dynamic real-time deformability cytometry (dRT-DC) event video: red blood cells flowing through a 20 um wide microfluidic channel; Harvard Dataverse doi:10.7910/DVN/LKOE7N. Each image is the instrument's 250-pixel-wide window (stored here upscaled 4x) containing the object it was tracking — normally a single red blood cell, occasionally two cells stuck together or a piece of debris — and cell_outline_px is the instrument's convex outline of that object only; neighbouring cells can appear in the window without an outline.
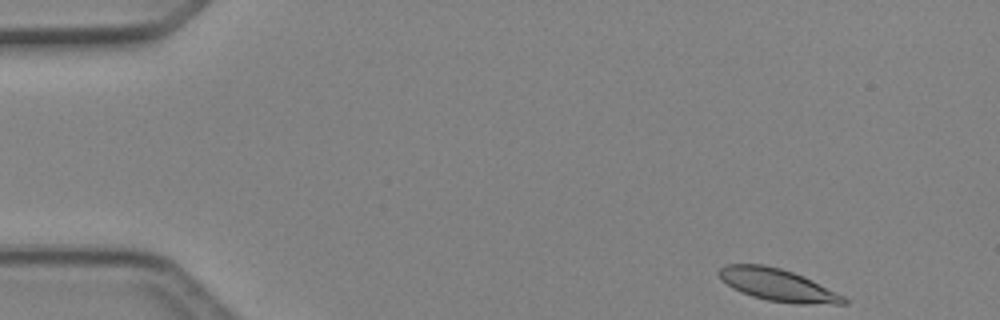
{"species": "Egyptian fruit bat (a non-hibernating species)", "species_latin": "Rousettus aegyptiacus", "temperature_condition": "cold", "stored_images_in_passage": 45, "camera_frame_rate_fps": 3000, "um_per_image_px": 0.085, "animal": {"sex": "female"}, "frame": {"image": 1, "passage_image": 1, "time_ms": 0.0, "image_size_px": [1000, 320], "cell_outline_px": [[848, 304], [800, 304], [768, 300], [752, 296], [740, 292], [732, 288], [716, 272], [720, 268], [728, 264], [764, 264], [780, 268], [804, 276], [844, 296], [848, 300]], "centroid_in_image_um": [66.12, 24.22], "position_along_channel_um": 18.9, "area_um2": 23.29}}
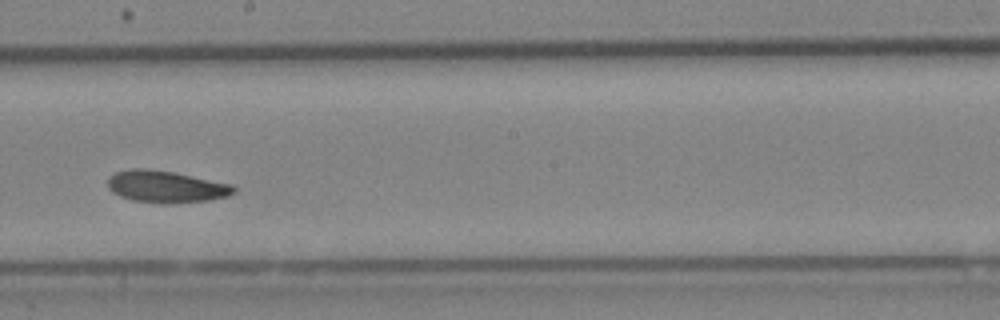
{"frame": {"image": 2, "passage_image": 24, "time_ms": 7.667, "image_size_px": [1000, 320], "cell_outline_px": [[236, 192], [228, 196], [208, 200], [172, 204], [160, 204], [132, 200], [120, 196], [112, 192], [108, 188], [108, 180], [116, 172], [132, 168], [148, 168], [172, 172], [232, 184], [236, 188]], "centroid_in_image_um": [14.12, 15.88], "position_along_channel_um": 234.1, "area_um2": 23.52}}
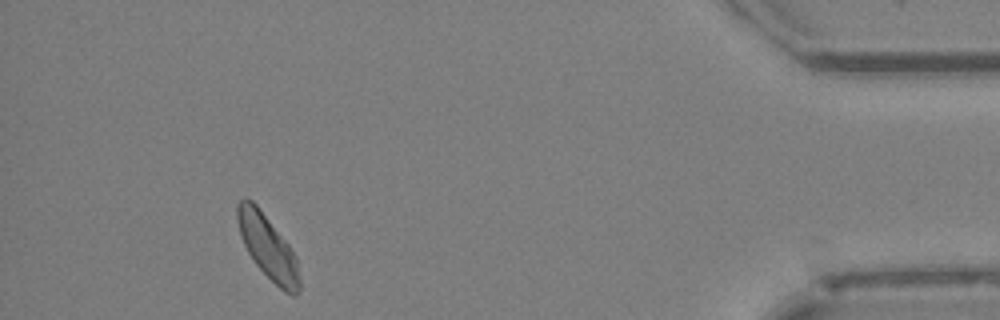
{"frame": {"image": 3, "passage_image": 41, "time_ms": 13.333, "image_size_px": [1000, 320], "cell_outline_px": [[300, 288], [296, 296], [292, 296], [284, 292], [256, 264], [248, 252], [240, 236], [236, 216], [236, 204], [244, 196], [252, 200], [256, 204], [288, 244], [296, 260], [300, 280]], "centroid_in_image_um": [22.73, 20.97], "position_along_channel_um": 412.5, "area_um2": 22.77}, "authors_computed_cell_mechanics": {"area_um2": 23.1778, "velocity_mm_per_s": 4.1577, "shape_relaxation_time_tau1_ms": 3.2796, "shape_relaxation_time_tau2_ms": 8.1544, "deformation_change_tau1": 0.0926, "deformation_change_tau2": 0.125}}